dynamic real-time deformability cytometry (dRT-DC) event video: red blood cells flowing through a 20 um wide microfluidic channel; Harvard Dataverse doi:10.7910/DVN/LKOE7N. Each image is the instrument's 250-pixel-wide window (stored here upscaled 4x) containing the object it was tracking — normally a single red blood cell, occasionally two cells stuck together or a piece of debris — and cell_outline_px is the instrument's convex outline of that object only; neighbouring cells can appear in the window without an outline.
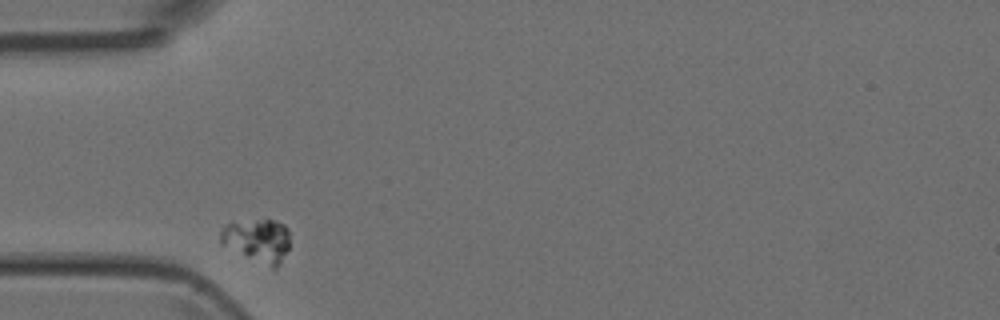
{"species": "Egyptian fruit bat (a non-hibernating species)", "species_latin": "Rousettus aegyptiacus", "temperature_condition": "room temperature", "stored_images_in_passage": 3, "camera_frame_rate_fps": 3000, "um_per_image_px": 0.085, "animal": {"sex": "female"}, "frame": {"image": 1, "passage_image": 1, "time_ms": 0.0, "image_size_px": [1000, 320], "cell_outline_px": [[288, 248], [280, 264], [276, 268], [272, 268], [220, 244], [220, 228], [224, 224], [256, 220], [276, 220], [284, 224], [288, 228]], "centroid_in_image_um": [21.87, 20.42], "position_along_channel_um": 63.1, "area_um2": 17.4}}
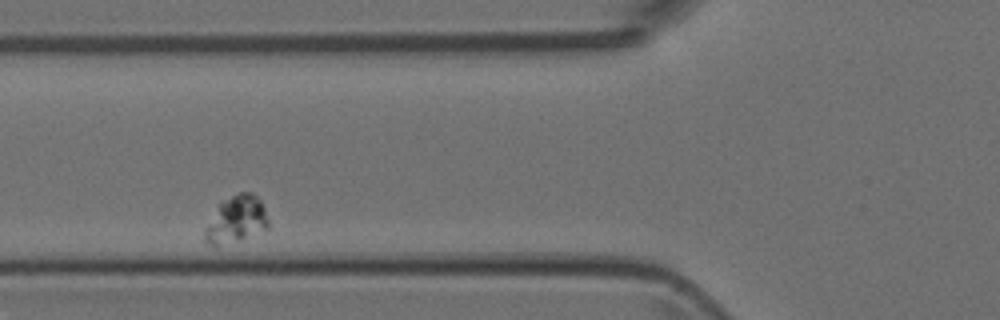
{"frame": {"image": 2, "passage_image": 2, "time_ms": 1.333, "image_size_px": [1000, 320], "cell_outline_px": [[268, 228], [216, 248], [208, 244], [204, 240], [204, 228], [220, 204], [232, 196], [240, 192], [252, 192], [260, 200], [264, 208], [268, 220]], "centroid_in_image_um": [20.05, 18.69], "position_along_channel_um": 105.8, "area_um2": 17.05}}
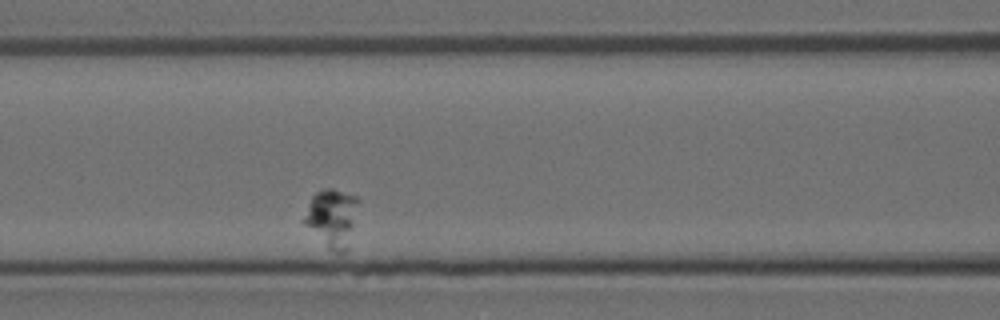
{"frame": {"image": 3, "passage_image": 3, "time_ms": 2.333, "image_size_px": [1000, 320], "cell_outline_px": [[360, 200], [348, 252], [332, 252], [304, 224], [304, 216], [308, 204], [312, 196], [316, 192], [324, 188], [332, 188], [356, 196]], "centroid_in_image_um": [28.26, 18.52], "position_along_channel_um": 138.3, "area_um2": 18.55}}